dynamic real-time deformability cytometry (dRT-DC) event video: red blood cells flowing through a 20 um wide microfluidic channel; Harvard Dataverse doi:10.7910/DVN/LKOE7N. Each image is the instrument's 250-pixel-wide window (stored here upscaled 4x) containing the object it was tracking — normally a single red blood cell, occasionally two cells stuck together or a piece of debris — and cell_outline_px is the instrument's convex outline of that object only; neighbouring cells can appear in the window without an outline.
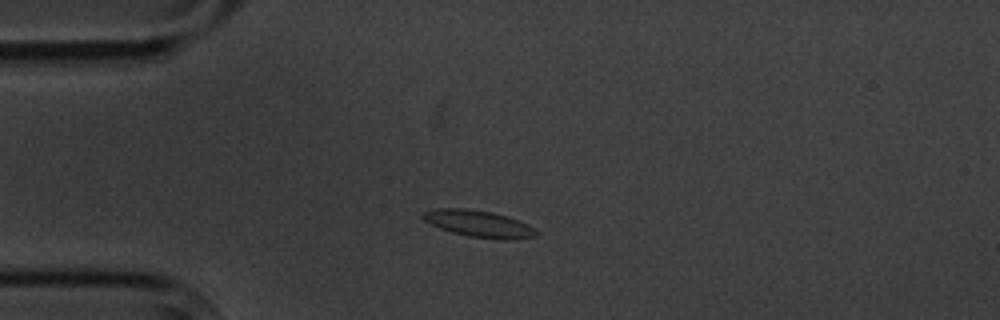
{"species": "common noctule bat (a hibernating species)", "species_latin": "Nyctalus noctula", "temperature_condition": "cold", "stored_images_in_passage": 6, "camera_frame_rate_fps": 3000, "um_per_image_px": 0.085, "animal": {"sex": "male", "body_mass_g": 20.1, "forearm_length_mm": 53.5}, "frame": {"image": 1, "passage_image": 3, "time_ms": 2.667, "image_size_px": [1000, 320], "cell_outline_px": [[540, 232], [536, 236], [468, 236], [452, 232], [440, 228], [424, 220], [420, 216], [424, 212], [436, 208], [464, 208], [492, 212], [508, 216], [528, 224]], "centroid_in_image_um": [40.59, 18.94], "position_along_channel_um": 44.4, "area_um2": 16.65}}
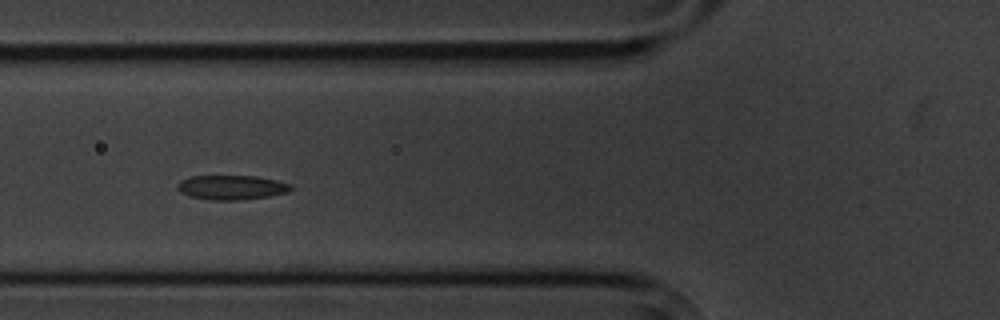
{"frame": {"image": 2, "passage_image": 5, "time_ms": 5.0, "image_size_px": [1000, 320], "cell_outline_px": [[292, 188], [288, 192], [268, 196], [240, 200], [212, 200], [188, 196], [180, 192], [176, 188], [176, 184], [180, 180], [192, 176], [256, 176], [276, 180], [292, 184]], "centroid_in_image_um": [19.65, 15.93], "position_along_channel_um": 106.1, "area_um2": 16.24}}
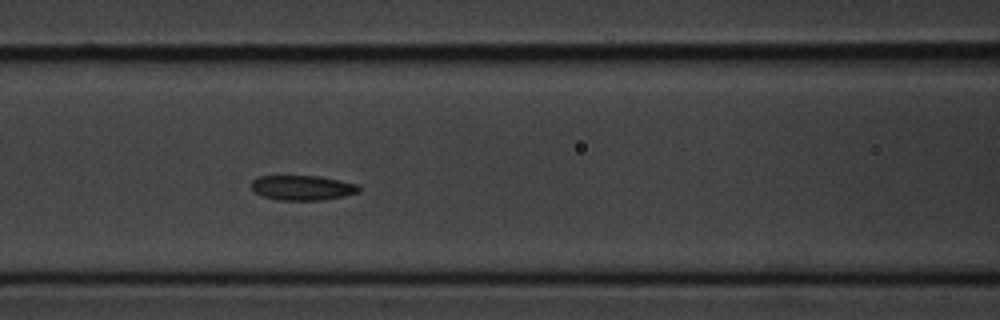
{"frame": {"image": 3, "passage_image": 6, "time_ms": 6.0, "image_size_px": [1000, 320], "cell_outline_px": [[360, 192], [344, 196], [320, 200], [280, 200], [264, 196], [256, 192], [252, 188], [252, 180], [260, 176], [320, 176], [356, 184], [360, 188]], "centroid_in_image_um": [25.72, 15.96], "position_along_channel_um": 140.9, "area_um2": 15.37}}